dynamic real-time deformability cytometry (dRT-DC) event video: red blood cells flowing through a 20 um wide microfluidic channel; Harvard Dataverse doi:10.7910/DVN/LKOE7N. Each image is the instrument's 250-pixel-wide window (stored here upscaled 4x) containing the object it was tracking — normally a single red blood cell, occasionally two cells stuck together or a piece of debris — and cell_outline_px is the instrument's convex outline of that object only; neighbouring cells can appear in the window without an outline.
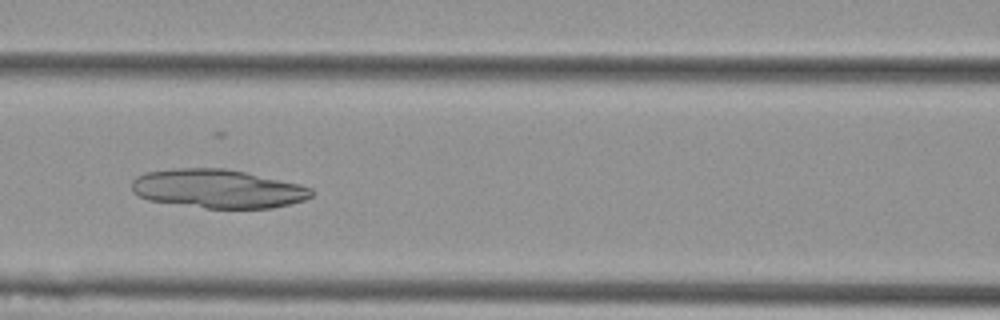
{"species": "Egyptian fruit bat (a non-hibernating species)", "species_latin": "Rousettus aegyptiacus", "temperature_condition": "cold", "stored_images_in_passage": 9, "camera_frame_rate_fps": 3000, "um_per_image_px": 0.085, "animal": {"sex": "female"}, "frame": {"image": 1, "passage_image": 6, "time_ms": 1.667, "image_size_px": [1000, 320], "cell_outline_px": [[316, 192], [312, 196], [304, 200], [272, 208], [204, 208], [148, 200], [132, 192], [132, 180], [136, 176], [144, 172], [176, 168], [224, 168], [244, 172], [300, 184], [312, 188]], "centroid_in_image_um": [18.5, 16.04], "position_along_channel_um": 148.1, "area_um2": 40.63}}
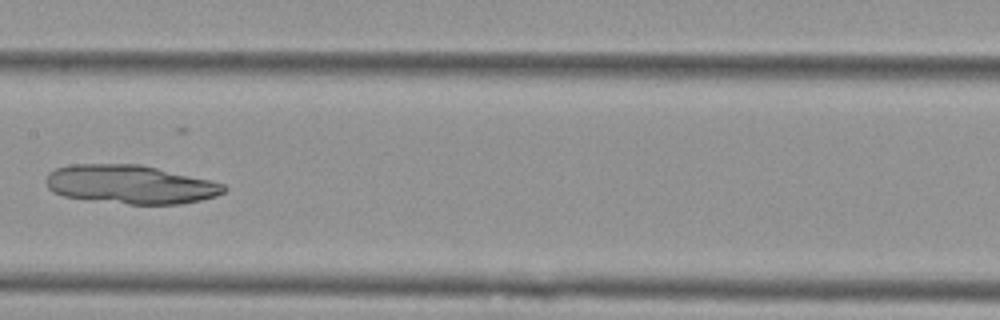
{"frame": {"image": 2, "passage_image": 7, "time_ms": 2.0, "image_size_px": [1000, 320], "cell_outline_px": [[228, 188], [224, 192], [216, 196], [200, 200], [180, 204], [128, 204], [64, 196], [52, 192], [48, 188], [44, 180], [48, 172], [56, 168], [72, 164], [140, 164], [212, 180], [224, 184]], "centroid_in_image_um": [11.08, 15.67], "position_along_channel_um": 196.3, "area_um2": 40.23}}
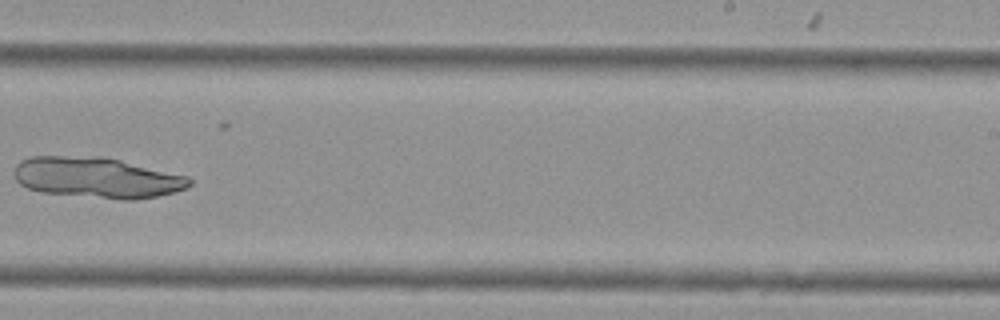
{"frame": {"image": 3, "passage_image": 9, "time_ms": 2.667, "image_size_px": [1000, 320], "cell_outline_px": [[192, 184], [188, 188], [156, 196], [132, 200], [124, 200], [40, 192], [28, 188], [20, 184], [16, 180], [16, 164], [20, 160], [32, 156], [104, 156], [188, 176], [192, 180]], "centroid_in_image_um": [8.25, 15.09], "position_along_channel_um": 280.7, "area_um2": 41.67}}